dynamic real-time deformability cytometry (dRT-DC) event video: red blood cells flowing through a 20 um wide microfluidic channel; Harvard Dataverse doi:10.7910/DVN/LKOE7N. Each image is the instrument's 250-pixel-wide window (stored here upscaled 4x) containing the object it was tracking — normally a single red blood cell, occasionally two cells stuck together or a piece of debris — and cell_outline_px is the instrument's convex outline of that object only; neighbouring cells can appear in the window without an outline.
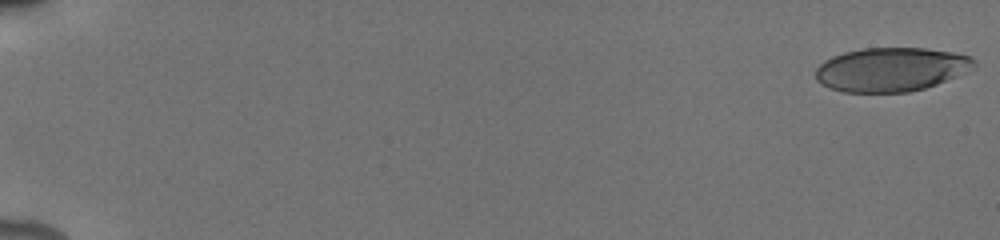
{"species": "human", "species_latin": "Homo sapiens", "temperature_condition": "cold", "stored_images_in_passage": 25, "camera_frame_rate_fps": 3000, "um_per_image_px": 0.085, "donor": {"sex": "male"}, "frame": {"image": 1, "passage_image": 1, "time_ms": 0.0, "image_size_px": [1000, 240], "cell_outline_px": [[976, 68], [936, 84], [924, 88], [908, 92], [844, 92], [828, 88], [820, 84], [816, 80], [816, 68], [824, 60], [832, 56], [844, 52], [860, 48], [924, 48], [952, 52], [972, 56], [976, 60]], "centroid_in_image_um": [75.74, 5.9], "position_along_channel_um": 9.3, "area_um2": 40.81}}
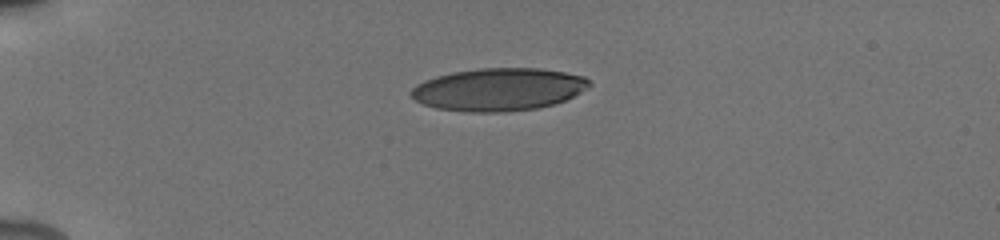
{"frame": {"image": 2, "passage_image": 17, "time_ms": 4.667, "image_size_px": [1000, 240], "cell_outline_px": [[592, 84], [588, 88], [564, 100], [552, 104], [536, 108], [500, 112], [472, 112], [436, 108], [424, 104], [416, 100], [408, 92], [416, 84], [424, 80], [436, 76], [452, 72], [480, 68], [540, 68], [564, 72], [584, 76]], "centroid_in_image_um": [42.36, 7.59], "position_along_channel_um": 42.6, "area_um2": 44.16}}
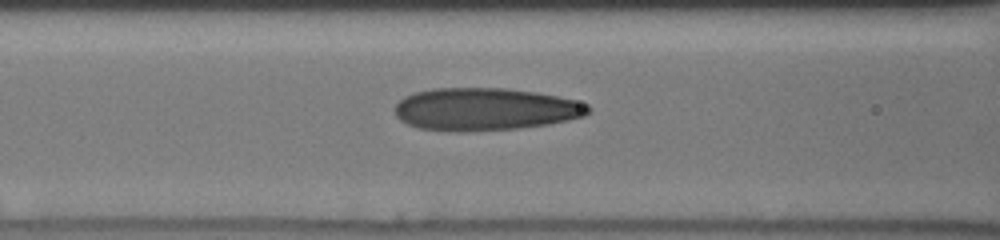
{"frame": {"image": 3, "passage_image": 24, "time_ms": 8.0, "image_size_px": [1000, 240], "cell_outline_px": [[592, 108], [584, 116], [568, 120], [548, 124], [520, 128], [468, 132], [456, 132], [416, 128], [400, 120], [396, 116], [396, 104], [404, 96], [416, 92], [432, 88], [504, 88], [536, 92], [576, 100], [588, 104]], "centroid_in_image_um": [41.23, 9.29], "position_along_channel_um": 125.4, "area_um2": 48.26}}